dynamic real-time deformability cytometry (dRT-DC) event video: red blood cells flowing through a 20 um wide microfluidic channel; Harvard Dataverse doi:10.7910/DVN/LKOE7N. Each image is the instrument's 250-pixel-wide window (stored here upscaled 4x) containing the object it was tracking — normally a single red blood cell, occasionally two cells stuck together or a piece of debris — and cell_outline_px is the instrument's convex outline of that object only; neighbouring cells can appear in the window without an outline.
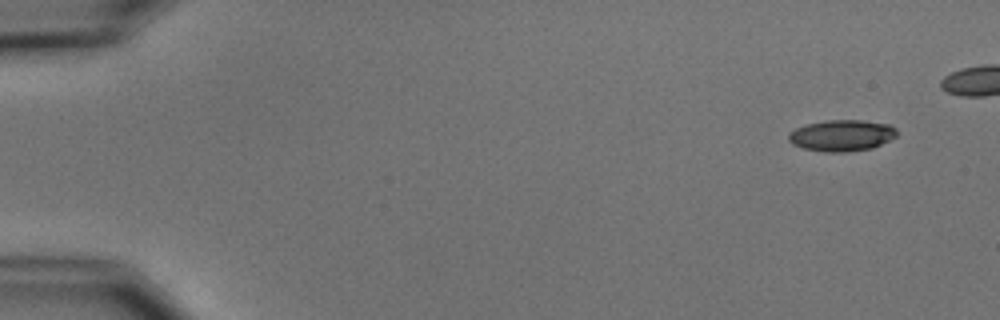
{"species": "common noctule bat (a hibernating species)", "species_latin": "Nyctalus noctula", "temperature_condition": "cold", "stored_images_in_passage": 7, "camera_frame_rate_fps": 3000, "um_per_image_px": 0.085, "animal": {"sex": "male", "body_mass_g": 15.6}, "frame": {"image": 1, "passage_image": 1, "time_ms": 0.0, "image_size_px": [1000, 320], "cell_outline_px": [[896, 136], [872, 148], [844, 152], [824, 152], [804, 148], [792, 144], [788, 140], [788, 132], [804, 124], [828, 120], [860, 120], [892, 124], [896, 128]], "centroid_in_image_um": [71.52, 11.5], "position_along_channel_um": 13.5, "area_um2": 19.83}}